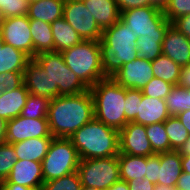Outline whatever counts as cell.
Listing matches in <instances>:
<instances>
[{"instance_id":"cell-55","label":"cell","mask_w":190,"mask_h":190,"mask_svg":"<svg viewBox=\"0 0 190 190\" xmlns=\"http://www.w3.org/2000/svg\"><path fill=\"white\" fill-rule=\"evenodd\" d=\"M81 190H100V189L88 187V186H82Z\"/></svg>"},{"instance_id":"cell-32","label":"cell","mask_w":190,"mask_h":190,"mask_svg":"<svg viewBox=\"0 0 190 190\" xmlns=\"http://www.w3.org/2000/svg\"><path fill=\"white\" fill-rule=\"evenodd\" d=\"M165 101L170 116L175 117L190 109L188 107V89L179 85H174Z\"/></svg>"},{"instance_id":"cell-7","label":"cell","mask_w":190,"mask_h":190,"mask_svg":"<svg viewBox=\"0 0 190 190\" xmlns=\"http://www.w3.org/2000/svg\"><path fill=\"white\" fill-rule=\"evenodd\" d=\"M80 160L78 151L69 138H53L42 161L44 182L76 172Z\"/></svg>"},{"instance_id":"cell-42","label":"cell","mask_w":190,"mask_h":190,"mask_svg":"<svg viewBox=\"0 0 190 190\" xmlns=\"http://www.w3.org/2000/svg\"><path fill=\"white\" fill-rule=\"evenodd\" d=\"M115 1L117 3V7L120 13L128 9L140 8L148 5L151 6V0H115Z\"/></svg>"},{"instance_id":"cell-30","label":"cell","mask_w":190,"mask_h":190,"mask_svg":"<svg viewBox=\"0 0 190 190\" xmlns=\"http://www.w3.org/2000/svg\"><path fill=\"white\" fill-rule=\"evenodd\" d=\"M164 127L170 140L171 149L180 151L190 137L188 131L176 116H170L164 122Z\"/></svg>"},{"instance_id":"cell-18","label":"cell","mask_w":190,"mask_h":190,"mask_svg":"<svg viewBox=\"0 0 190 190\" xmlns=\"http://www.w3.org/2000/svg\"><path fill=\"white\" fill-rule=\"evenodd\" d=\"M169 117L167 104L164 99L142 95V100L139 102L138 114L133 122L147 126L165 122Z\"/></svg>"},{"instance_id":"cell-37","label":"cell","mask_w":190,"mask_h":190,"mask_svg":"<svg viewBox=\"0 0 190 190\" xmlns=\"http://www.w3.org/2000/svg\"><path fill=\"white\" fill-rule=\"evenodd\" d=\"M173 87V84L163 81L162 79L153 77L141 91L142 94L145 96L165 100Z\"/></svg>"},{"instance_id":"cell-5","label":"cell","mask_w":190,"mask_h":190,"mask_svg":"<svg viewBox=\"0 0 190 190\" xmlns=\"http://www.w3.org/2000/svg\"><path fill=\"white\" fill-rule=\"evenodd\" d=\"M61 54L65 64L88 89L107 78L102 69L99 41L83 40Z\"/></svg>"},{"instance_id":"cell-50","label":"cell","mask_w":190,"mask_h":190,"mask_svg":"<svg viewBox=\"0 0 190 190\" xmlns=\"http://www.w3.org/2000/svg\"><path fill=\"white\" fill-rule=\"evenodd\" d=\"M108 190H129L128 183L123 180L115 182Z\"/></svg>"},{"instance_id":"cell-38","label":"cell","mask_w":190,"mask_h":190,"mask_svg":"<svg viewBox=\"0 0 190 190\" xmlns=\"http://www.w3.org/2000/svg\"><path fill=\"white\" fill-rule=\"evenodd\" d=\"M162 11L166 19L172 23L178 17L190 14V0H168Z\"/></svg>"},{"instance_id":"cell-12","label":"cell","mask_w":190,"mask_h":190,"mask_svg":"<svg viewBox=\"0 0 190 190\" xmlns=\"http://www.w3.org/2000/svg\"><path fill=\"white\" fill-rule=\"evenodd\" d=\"M30 138H54L50 133L47 118L29 119L19 115L8 121L7 143L13 144Z\"/></svg>"},{"instance_id":"cell-43","label":"cell","mask_w":190,"mask_h":190,"mask_svg":"<svg viewBox=\"0 0 190 190\" xmlns=\"http://www.w3.org/2000/svg\"><path fill=\"white\" fill-rule=\"evenodd\" d=\"M180 33L190 39V14L183 15L171 23Z\"/></svg>"},{"instance_id":"cell-54","label":"cell","mask_w":190,"mask_h":190,"mask_svg":"<svg viewBox=\"0 0 190 190\" xmlns=\"http://www.w3.org/2000/svg\"><path fill=\"white\" fill-rule=\"evenodd\" d=\"M154 190H177L175 187L163 186L160 184H155Z\"/></svg>"},{"instance_id":"cell-27","label":"cell","mask_w":190,"mask_h":190,"mask_svg":"<svg viewBox=\"0 0 190 190\" xmlns=\"http://www.w3.org/2000/svg\"><path fill=\"white\" fill-rule=\"evenodd\" d=\"M118 163L120 180L129 182L133 179H144L147 168V157L119 154Z\"/></svg>"},{"instance_id":"cell-17","label":"cell","mask_w":190,"mask_h":190,"mask_svg":"<svg viewBox=\"0 0 190 190\" xmlns=\"http://www.w3.org/2000/svg\"><path fill=\"white\" fill-rule=\"evenodd\" d=\"M23 78L29 94L52 100V79L35 59L27 63Z\"/></svg>"},{"instance_id":"cell-39","label":"cell","mask_w":190,"mask_h":190,"mask_svg":"<svg viewBox=\"0 0 190 190\" xmlns=\"http://www.w3.org/2000/svg\"><path fill=\"white\" fill-rule=\"evenodd\" d=\"M142 91L138 89H126L125 117L127 122H133L138 114L139 102L142 100Z\"/></svg>"},{"instance_id":"cell-28","label":"cell","mask_w":190,"mask_h":190,"mask_svg":"<svg viewBox=\"0 0 190 190\" xmlns=\"http://www.w3.org/2000/svg\"><path fill=\"white\" fill-rule=\"evenodd\" d=\"M151 65L155 78L162 79L173 85L178 84L182 67L168 56L161 54L155 60L151 61Z\"/></svg>"},{"instance_id":"cell-3","label":"cell","mask_w":190,"mask_h":190,"mask_svg":"<svg viewBox=\"0 0 190 190\" xmlns=\"http://www.w3.org/2000/svg\"><path fill=\"white\" fill-rule=\"evenodd\" d=\"M81 160L119 155V131L93 118L70 138Z\"/></svg>"},{"instance_id":"cell-29","label":"cell","mask_w":190,"mask_h":190,"mask_svg":"<svg viewBox=\"0 0 190 190\" xmlns=\"http://www.w3.org/2000/svg\"><path fill=\"white\" fill-rule=\"evenodd\" d=\"M165 34H147L137 40L138 57L149 61L162 54V42Z\"/></svg>"},{"instance_id":"cell-19","label":"cell","mask_w":190,"mask_h":190,"mask_svg":"<svg viewBox=\"0 0 190 190\" xmlns=\"http://www.w3.org/2000/svg\"><path fill=\"white\" fill-rule=\"evenodd\" d=\"M103 31L120 20L121 13L115 0H82Z\"/></svg>"},{"instance_id":"cell-6","label":"cell","mask_w":190,"mask_h":190,"mask_svg":"<svg viewBox=\"0 0 190 190\" xmlns=\"http://www.w3.org/2000/svg\"><path fill=\"white\" fill-rule=\"evenodd\" d=\"M52 79V99L57 96L79 94L88 88L65 64L60 52L42 53L34 57Z\"/></svg>"},{"instance_id":"cell-2","label":"cell","mask_w":190,"mask_h":190,"mask_svg":"<svg viewBox=\"0 0 190 190\" xmlns=\"http://www.w3.org/2000/svg\"><path fill=\"white\" fill-rule=\"evenodd\" d=\"M136 33L120 19L102 32L99 40L101 64L106 77L114 76L123 64L138 58Z\"/></svg>"},{"instance_id":"cell-36","label":"cell","mask_w":190,"mask_h":190,"mask_svg":"<svg viewBox=\"0 0 190 190\" xmlns=\"http://www.w3.org/2000/svg\"><path fill=\"white\" fill-rule=\"evenodd\" d=\"M27 0H0V19L25 16L28 13Z\"/></svg>"},{"instance_id":"cell-48","label":"cell","mask_w":190,"mask_h":190,"mask_svg":"<svg viewBox=\"0 0 190 190\" xmlns=\"http://www.w3.org/2000/svg\"><path fill=\"white\" fill-rule=\"evenodd\" d=\"M7 124L8 121L0 117V144L6 142Z\"/></svg>"},{"instance_id":"cell-9","label":"cell","mask_w":190,"mask_h":190,"mask_svg":"<svg viewBox=\"0 0 190 190\" xmlns=\"http://www.w3.org/2000/svg\"><path fill=\"white\" fill-rule=\"evenodd\" d=\"M120 19L137 37L147 34H165L171 24L157 6H145L121 12Z\"/></svg>"},{"instance_id":"cell-56","label":"cell","mask_w":190,"mask_h":190,"mask_svg":"<svg viewBox=\"0 0 190 190\" xmlns=\"http://www.w3.org/2000/svg\"><path fill=\"white\" fill-rule=\"evenodd\" d=\"M188 107H190V89H188Z\"/></svg>"},{"instance_id":"cell-47","label":"cell","mask_w":190,"mask_h":190,"mask_svg":"<svg viewBox=\"0 0 190 190\" xmlns=\"http://www.w3.org/2000/svg\"><path fill=\"white\" fill-rule=\"evenodd\" d=\"M176 117L181 121V124L185 127L190 135V109L179 113Z\"/></svg>"},{"instance_id":"cell-1","label":"cell","mask_w":190,"mask_h":190,"mask_svg":"<svg viewBox=\"0 0 190 190\" xmlns=\"http://www.w3.org/2000/svg\"><path fill=\"white\" fill-rule=\"evenodd\" d=\"M93 118L94 101L89 89L79 94L57 96L49 102L47 120L54 138H70Z\"/></svg>"},{"instance_id":"cell-16","label":"cell","mask_w":190,"mask_h":190,"mask_svg":"<svg viewBox=\"0 0 190 190\" xmlns=\"http://www.w3.org/2000/svg\"><path fill=\"white\" fill-rule=\"evenodd\" d=\"M162 54L168 56L181 67L189 65L190 39L170 24L163 38Z\"/></svg>"},{"instance_id":"cell-8","label":"cell","mask_w":190,"mask_h":190,"mask_svg":"<svg viewBox=\"0 0 190 190\" xmlns=\"http://www.w3.org/2000/svg\"><path fill=\"white\" fill-rule=\"evenodd\" d=\"M77 172L82 186L108 190L120 180L118 156L80 160Z\"/></svg>"},{"instance_id":"cell-46","label":"cell","mask_w":190,"mask_h":190,"mask_svg":"<svg viewBox=\"0 0 190 190\" xmlns=\"http://www.w3.org/2000/svg\"><path fill=\"white\" fill-rule=\"evenodd\" d=\"M175 188L177 190H190V174L182 172Z\"/></svg>"},{"instance_id":"cell-51","label":"cell","mask_w":190,"mask_h":190,"mask_svg":"<svg viewBox=\"0 0 190 190\" xmlns=\"http://www.w3.org/2000/svg\"><path fill=\"white\" fill-rule=\"evenodd\" d=\"M182 172L190 174V155H181Z\"/></svg>"},{"instance_id":"cell-40","label":"cell","mask_w":190,"mask_h":190,"mask_svg":"<svg viewBox=\"0 0 190 190\" xmlns=\"http://www.w3.org/2000/svg\"><path fill=\"white\" fill-rule=\"evenodd\" d=\"M24 83L23 72L0 73V95L7 90H14Z\"/></svg>"},{"instance_id":"cell-34","label":"cell","mask_w":190,"mask_h":190,"mask_svg":"<svg viewBox=\"0 0 190 190\" xmlns=\"http://www.w3.org/2000/svg\"><path fill=\"white\" fill-rule=\"evenodd\" d=\"M81 188V180L76 171L61 178L44 182L41 190H81Z\"/></svg>"},{"instance_id":"cell-26","label":"cell","mask_w":190,"mask_h":190,"mask_svg":"<svg viewBox=\"0 0 190 190\" xmlns=\"http://www.w3.org/2000/svg\"><path fill=\"white\" fill-rule=\"evenodd\" d=\"M30 60L27 54L0 40V73L24 72Z\"/></svg>"},{"instance_id":"cell-57","label":"cell","mask_w":190,"mask_h":190,"mask_svg":"<svg viewBox=\"0 0 190 190\" xmlns=\"http://www.w3.org/2000/svg\"><path fill=\"white\" fill-rule=\"evenodd\" d=\"M39 0H27L28 3H33V2H37Z\"/></svg>"},{"instance_id":"cell-25","label":"cell","mask_w":190,"mask_h":190,"mask_svg":"<svg viewBox=\"0 0 190 190\" xmlns=\"http://www.w3.org/2000/svg\"><path fill=\"white\" fill-rule=\"evenodd\" d=\"M51 29L54 38V52L61 53L83 41L63 17L52 22Z\"/></svg>"},{"instance_id":"cell-49","label":"cell","mask_w":190,"mask_h":190,"mask_svg":"<svg viewBox=\"0 0 190 190\" xmlns=\"http://www.w3.org/2000/svg\"><path fill=\"white\" fill-rule=\"evenodd\" d=\"M1 190H33V189L15 183H2Z\"/></svg>"},{"instance_id":"cell-13","label":"cell","mask_w":190,"mask_h":190,"mask_svg":"<svg viewBox=\"0 0 190 190\" xmlns=\"http://www.w3.org/2000/svg\"><path fill=\"white\" fill-rule=\"evenodd\" d=\"M119 154L143 157L156 154L148 140L144 125L128 122L119 131Z\"/></svg>"},{"instance_id":"cell-21","label":"cell","mask_w":190,"mask_h":190,"mask_svg":"<svg viewBox=\"0 0 190 190\" xmlns=\"http://www.w3.org/2000/svg\"><path fill=\"white\" fill-rule=\"evenodd\" d=\"M28 96L29 92L24 83L14 90L4 91L0 95V117L9 121L19 116Z\"/></svg>"},{"instance_id":"cell-33","label":"cell","mask_w":190,"mask_h":190,"mask_svg":"<svg viewBox=\"0 0 190 190\" xmlns=\"http://www.w3.org/2000/svg\"><path fill=\"white\" fill-rule=\"evenodd\" d=\"M49 102L46 97L29 94L20 115L29 119L47 118Z\"/></svg>"},{"instance_id":"cell-53","label":"cell","mask_w":190,"mask_h":190,"mask_svg":"<svg viewBox=\"0 0 190 190\" xmlns=\"http://www.w3.org/2000/svg\"><path fill=\"white\" fill-rule=\"evenodd\" d=\"M167 2L168 0H151V6H157L163 9Z\"/></svg>"},{"instance_id":"cell-31","label":"cell","mask_w":190,"mask_h":190,"mask_svg":"<svg viewBox=\"0 0 190 190\" xmlns=\"http://www.w3.org/2000/svg\"><path fill=\"white\" fill-rule=\"evenodd\" d=\"M145 127L148 140L156 154L173 151L170 147V140L166 133L164 122L147 125Z\"/></svg>"},{"instance_id":"cell-44","label":"cell","mask_w":190,"mask_h":190,"mask_svg":"<svg viewBox=\"0 0 190 190\" xmlns=\"http://www.w3.org/2000/svg\"><path fill=\"white\" fill-rule=\"evenodd\" d=\"M128 183L129 190H154L155 184L148 179H133Z\"/></svg>"},{"instance_id":"cell-11","label":"cell","mask_w":190,"mask_h":190,"mask_svg":"<svg viewBox=\"0 0 190 190\" xmlns=\"http://www.w3.org/2000/svg\"><path fill=\"white\" fill-rule=\"evenodd\" d=\"M0 40L33 59L30 19L27 15L0 19Z\"/></svg>"},{"instance_id":"cell-23","label":"cell","mask_w":190,"mask_h":190,"mask_svg":"<svg viewBox=\"0 0 190 190\" xmlns=\"http://www.w3.org/2000/svg\"><path fill=\"white\" fill-rule=\"evenodd\" d=\"M30 30L33 42V59L39 54L54 52V38L50 23L30 19Z\"/></svg>"},{"instance_id":"cell-20","label":"cell","mask_w":190,"mask_h":190,"mask_svg":"<svg viewBox=\"0 0 190 190\" xmlns=\"http://www.w3.org/2000/svg\"><path fill=\"white\" fill-rule=\"evenodd\" d=\"M182 173L180 151L160 153V167H158V184L175 187Z\"/></svg>"},{"instance_id":"cell-22","label":"cell","mask_w":190,"mask_h":190,"mask_svg":"<svg viewBox=\"0 0 190 190\" xmlns=\"http://www.w3.org/2000/svg\"><path fill=\"white\" fill-rule=\"evenodd\" d=\"M52 139L53 138H30L13 143L12 146L17 154V160H30L42 163Z\"/></svg>"},{"instance_id":"cell-52","label":"cell","mask_w":190,"mask_h":190,"mask_svg":"<svg viewBox=\"0 0 190 190\" xmlns=\"http://www.w3.org/2000/svg\"><path fill=\"white\" fill-rule=\"evenodd\" d=\"M181 155H190V137L180 150Z\"/></svg>"},{"instance_id":"cell-41","label":"cell","mask_w":190,"mask_h":190,"mask_svg":"<svg viewBox=\"0 0 190 190\" xmlns=\"http://www.w3.org/2000/svg\"><path fill=\"white\" fill-rule=\"evenodd\" d=\"M158 167H160V153L147 157V168L145 179L158 184Z\"/></svg>"},{"instance_id":"cell-45","label":"cell","mask_w":190,"mask_h":190,"mask_svg":"<svg viewBox=\"0 0 190 190\" xmlns=\"http://www.w3.org/2000/svg\"><path fill=\"white\" fill-rule=\"evenodd\" d=\"M177 85L186 89H190V64L182 66L181 74L179 76V81Z\"/></svg>"},{"instance_id":"cell-35","label":"cell","mask_w":190,"mask_h":190,"mask_svg":"<svg viewBox=\"0 0 190 190\" xmlns=\"http://www.w3.org/2000/svg\"><path fill=\"white\" fill-rule=\"evenodd\" d=\"M17 161V154L10 143L0 144V181L3 182L9 176L13 165Z\"/></svg>"},{"instance_id":"cell-15","label":"cell","mask_w":190,"mask_h":190,"mask_svg":"<svg viewBox=\"0 0 190 190\" xmlns=\"http://www.w3.org/2000/svg\"><path fill=\"white\" fill-rule=\"evenodd\" d=\"M2 183H15L33 190H41L44 184L42 163L30 160H17L9 176Z\"/></svg>"},{"instance_id":"cell-10","label":"cell","mask_w":190,"mask_h":190,"mask_svg":"<svg viewBox=\"0 0 190 190\" xmlns=\"http://www.w3.org/2000/svg\"><path fill=\"white\" fill-rule=\"evenodd\" d=\"M63 18L79 34L82 40L99 41L102 30L82 0H65Z\"/></svg>"},{"instance_id":"cell-4","label":"cell","mask_w":190,"mask_h":190,"mask_svg":"<svg viewBox=\"0 0 190 190\" xmlns=\"http://www.w3.org/2000/svg\"><path fill=\"white\" fill-rule=\"evenodd\" d=\"M89 90L94 101V118L120 131L128 123L125 117L126 88L107 77Z\"/></svg>"},{"instance_id":"cell-24","label":"cell","mask_w":190,"mask_h":190,"mask_svg":"<svg viewBox=\"0 0 190 190\" xmlns=\"http://www.w3.org/2000/svg\"><path fill=\"white\" fill-rule=\"evenodd\" d=\"M65 0H39L29 3L27 17L52 23L63 17Z\"/></svg>"},{"instance_id":"cell-14","label":"cell","mask_w":190,"mask_h":190,"mask_svg":"<svg viewBox=\"0 0 190 190\" xmlns=\"http://www.w3.org/2000/svg\"><path fill=\"white\" fill-rule=\"evenodd\" d=\"M153 77L151 61L138 57L134 61L123 64L111 78L126 89L142 90Z\"/></svg>"}]
</instances>
